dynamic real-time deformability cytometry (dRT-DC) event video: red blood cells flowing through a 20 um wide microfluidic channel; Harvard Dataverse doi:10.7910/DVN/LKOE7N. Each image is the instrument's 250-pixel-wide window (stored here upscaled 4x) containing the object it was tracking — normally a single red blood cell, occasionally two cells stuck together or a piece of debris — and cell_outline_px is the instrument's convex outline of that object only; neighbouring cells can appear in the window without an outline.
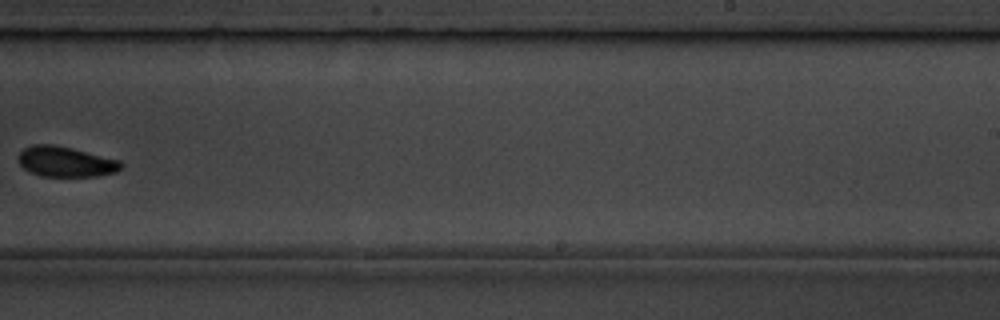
{"species": "common noctule bat (a hibernating species)", "species_latin": "Nyctalus noctula", "temperature_condition": "room temperature", "stored_images_in_passage": 16, "camera_frame_rate_fps": 3000, "um_per_image_px": 0.085, "animal": {"sex": "male", "body_mass_g": 19.5, "forearm_length_mm": 54.6}, "frame": {"image": 1, "passage_image": 10, "time_ms": 10.333, "image_size_px": [1000, 320], "cell_outline_px": [[124, 168], [116, 172], [96, 176], [40, 176], [28, 172], [16, 160], [16, 156], [24, 148], [32, 144], [56, 144], [120, 160], [124, 164]], "centroid_in_image_um": [5.56, 13.74], "position_along_channel_um": 283.4, "area_um2": 18.5}, "authors_computed_cell_mechanics": {"area_um2": 18.9873, "velocity_mm_per_s": 3.7847, "shape_relaxation_time_tau1_ms": 1.0601, "shape_relaxation_time_tau2_ms": 2.832, "deformation_change_tau1": 0.0867, "deformation_change_tau2": 0.0729}}